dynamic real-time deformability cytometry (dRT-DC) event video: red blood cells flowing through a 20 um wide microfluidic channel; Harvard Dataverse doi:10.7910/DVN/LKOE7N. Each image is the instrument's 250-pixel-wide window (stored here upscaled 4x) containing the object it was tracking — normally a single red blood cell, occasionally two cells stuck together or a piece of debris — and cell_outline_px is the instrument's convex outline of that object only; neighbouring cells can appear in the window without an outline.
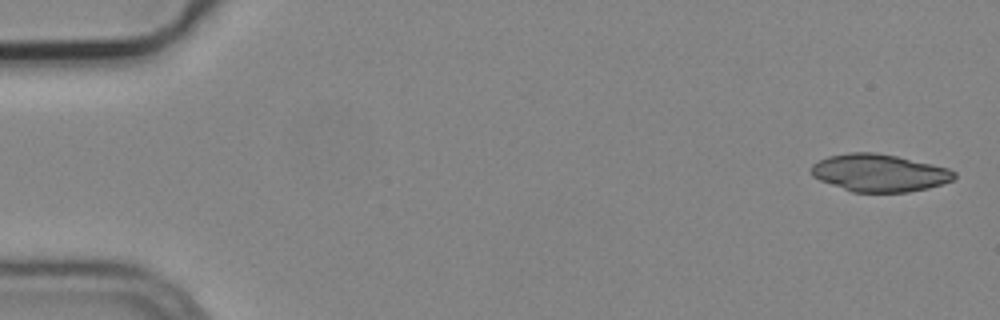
{"species": "common noctule bat (a hibernating species)", "species_latin": "Nyctalus noctula", "temperature_condition": "cold", "stored_images_in_passage": 5, "camera_frame_rate_fps": 3000, "um_per_image_px": 0.085, "animal": {"sex": "male", "body_mass_g": 19.2, "forearm_length_mm": 51.8}, "frame": {"image": 1, "passage_image": 1, "time_ms": 0.0, "image_size_px": [1000, 320], "cell_outline_px": [[956, 176], [952, 180], [928, 188], [908, 192], [852, 192], [820, 180], [812, 176], [812, 164], [828, 156], [848, 152], [872, 152], [896, 156], [932, 164], [948, 168], [956, 172]], "centroid_in_image_um": [74.73, 14.69], "position_along_channel_um": 10.3, "area_um2": 31.04}}